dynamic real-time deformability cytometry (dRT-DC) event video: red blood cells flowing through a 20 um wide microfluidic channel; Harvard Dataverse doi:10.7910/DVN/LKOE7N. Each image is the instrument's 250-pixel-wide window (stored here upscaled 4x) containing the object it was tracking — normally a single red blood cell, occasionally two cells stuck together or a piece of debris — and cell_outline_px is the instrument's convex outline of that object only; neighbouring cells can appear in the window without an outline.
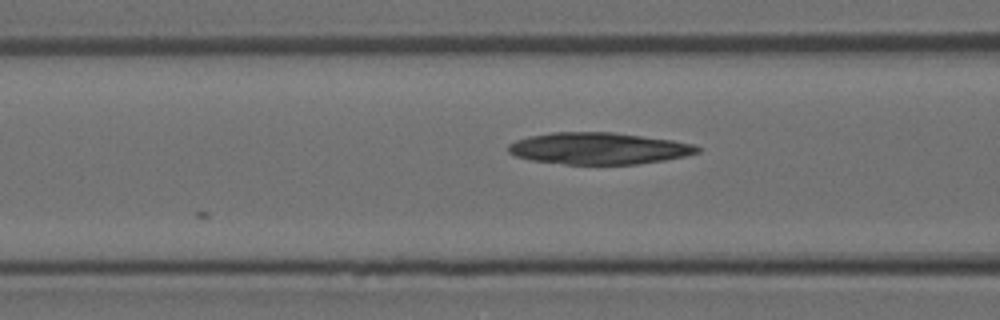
{"species": "Egyptian fruit bat (a non-hibernating species)", "species_latin": "Rousettus aegyptiacus", "temperature_condition": "room temperature", "stored_images_in_passage": 6, "camera_frame_rate_fps": 3000, "um_per_image_px": 0.085, "animal": {"sex": "female"}, "frame": {"image": 1, "passage_image": 5, "time_ms": 5.333, "image_size_px": [1000, 320], "cell_outline_px": [[700, 152], [684, 156], [664, 160], [636, 164], [564, 164], [532, 160], [516, 156], [508, 152], [508, 144], [516, 140], [528, 136], [552, 132], [612, 132], [672, 140], [692, 144], [700, 148]], "centroid_in_image_um": [50.86, 12.61], "position_along_channel_um": 115.7, "area_um2": 34.8}}
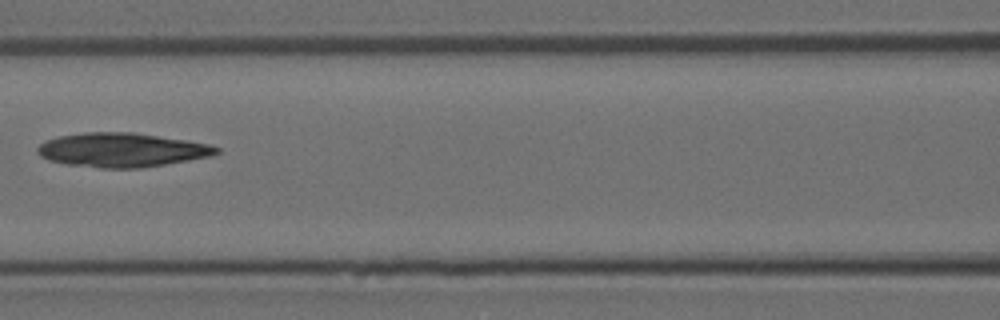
{"frame": {"image": 2, "passage_image": 6, "time_ms": 6.333, "image_size_px": [1000, 320], "cell_outline_px": [[220, 152], [212, 156], [140, 168], [100, 168], [68, 164], [48, 160], [40, 156], [36, 152], [36, 148], [40, 144], [48, 140], [60, 136], [84, 132], [132, 132], [212, 144], [220, 148]], "centroid_in_image_um": [10.37, 12.74], "position_along_channel_um": 156.2, "area_um2": 35.49}}